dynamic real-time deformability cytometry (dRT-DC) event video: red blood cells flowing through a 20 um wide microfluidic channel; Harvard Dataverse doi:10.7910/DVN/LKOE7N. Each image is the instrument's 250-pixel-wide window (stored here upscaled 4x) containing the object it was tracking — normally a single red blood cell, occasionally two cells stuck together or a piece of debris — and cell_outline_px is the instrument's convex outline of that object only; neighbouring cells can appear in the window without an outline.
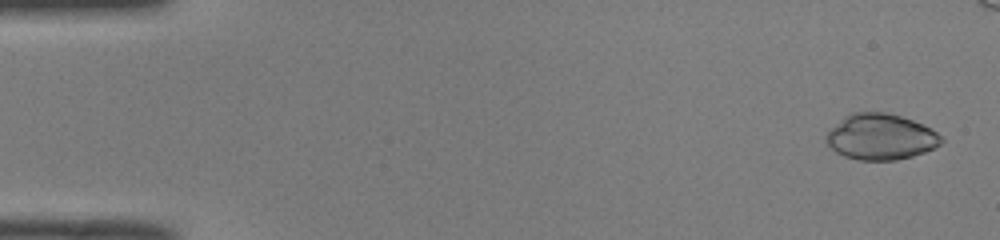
{"species": "common noctule bat (a hibernating species)", "species_latin": "Nyctalus noctula", "temperature_condition": "room temperature", "stored_images_in_passage": 45, "camera_frame_rate_fps": 3000, "um_per_image_px": 0.085, "animal": {"sex": "male", "body_mass_g": 19.0, "forearm_length_mm": 50.8}, "frame": {"image": 1, "passage_image": 2, "time_ms": 0.333, "image_size_px": [1000, 240], "cell_outline_px": [[944, 140], [940, 144], [924, 152], [912, 156], [896, 160], [860, 160], [844, 156], [836, 152], [824, 140], [828, 132], [832, 128], [852, 112], [884, 112], [900, 116], [912, 120], [936, 132]], "centroid_in_image_um": [74.85, 11.64], "position_along_channel_um": 10.2, "area_um2": 30.23}}